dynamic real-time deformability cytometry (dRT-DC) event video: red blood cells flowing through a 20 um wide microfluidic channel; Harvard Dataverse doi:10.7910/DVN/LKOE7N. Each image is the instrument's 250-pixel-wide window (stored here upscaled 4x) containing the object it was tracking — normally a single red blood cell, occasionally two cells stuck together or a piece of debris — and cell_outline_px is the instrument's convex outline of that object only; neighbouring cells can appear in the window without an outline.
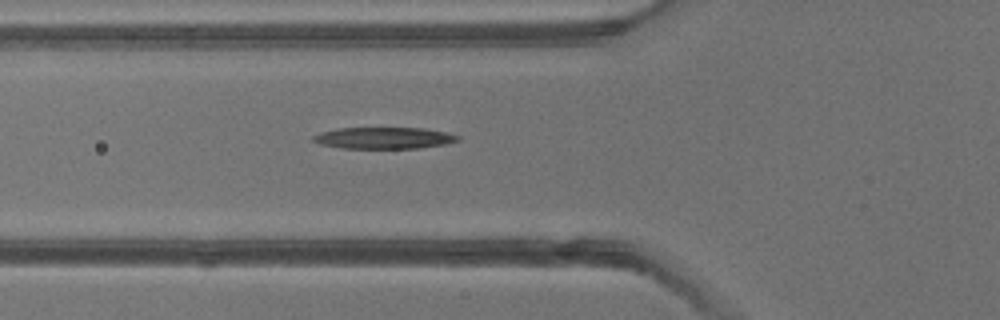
{"species": "common noctule bat (a hibernating species)", "species_latin": "Nyctalus noctula", "temperature_condition": "warm", "stored_images_in_passage": 3, "camera_frame_rate_fps": 3000, "um_per_image_px": 0.085, "animal": {"sex": "male", "body_mass_g": 13.3}, "frame": {"image": 1, "passage_image": 3, "time_ms": 2.333, "image_size_px": [1000, 320], "cell_outline_px": [[460, 140], [444, 144], [420, 148], [340, 148], [320, 144], [312, 140], [312, 136], [320, 132], [336, 128], [424, 128], [444, 132], [460, 136]], "centroid_in_image_um": [32.6, 11.73], "position_along_channel_um": 93.2, "area_um2": 18.15}}